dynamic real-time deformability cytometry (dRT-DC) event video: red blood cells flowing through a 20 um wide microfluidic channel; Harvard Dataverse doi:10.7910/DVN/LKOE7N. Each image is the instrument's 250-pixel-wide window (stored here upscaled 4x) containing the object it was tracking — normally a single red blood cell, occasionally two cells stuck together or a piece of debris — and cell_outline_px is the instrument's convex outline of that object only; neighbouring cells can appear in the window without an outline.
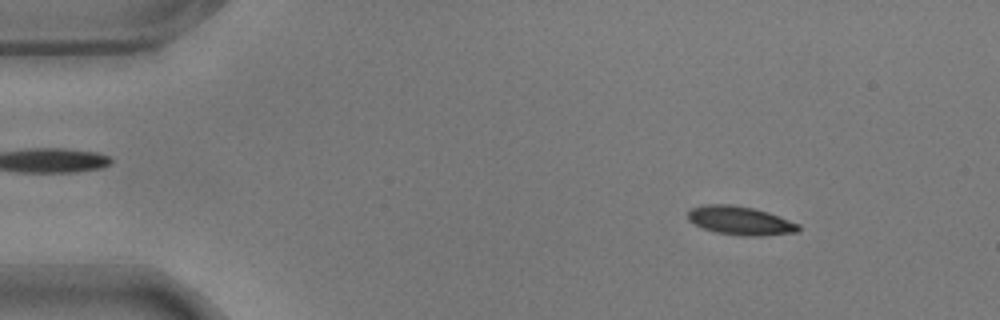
{"species": "common noctule bat (a hibernating species)", "species_latin": "Nyctalus noctula", "temperature_condition": "warm", "stored_images_in_passage": 56, "camera_frame_rate_fps": 3000, "um_per_image_px": 0.085, "animal": {"sex": "male", "body_mass_g": 17.9}, "frame": {"image": 1, "passage_image": 7, "time_ms": 2.0, "image_size_px": [1000, 320], "cell_outline_px": [[800, 228], [796, 232], [760, 236], [740, 236], [716, 232], [704, 228], [688, 220], [688, 212], [692, 208], [704, 204], [732, 204], [752, 208], [768, 212], [780, 216], [800, 224]], "centroid_in_image_um": [62.93, 18.75], "position_along_channel_um": 22.1, "area_um2": 18.44}}
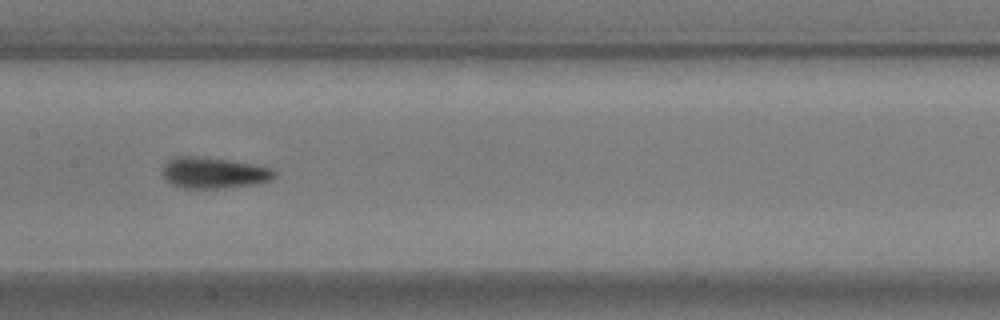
{"frame": {"image": 2, "passage_image": 28, "time_ms": 9.0, "image_size_px": [1000, 320], "cell_outline_px": [[276, 176], [272, 180], [256, 184], [216, 188], [180, 188], [164, 180], [160, 172], [164, 164], [172, 156], [200, 156], [228, 160], [252, 164], [272, 168], [276, 172]], "centroid_in_image_um": [18.11, 14.68], "position_along_channel_um": 189.3, "area_um2": 20.58}}
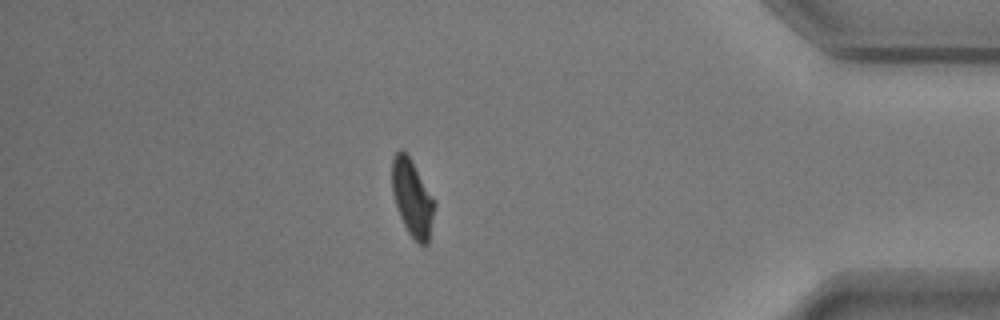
{"frame": {"image": 3, "passage_image": 49, "time_ms": 16.0, "image_size_px": [1000, 320], "cell_outline_px": [[436, 204], [428, 244], [420, 244], [408, 232], [396, 208], [392, 192], [392, 156], [400, 148], [408, 156], [436, 200]], "centroid_in_image_um": [35.05, 16.82], "position_along_channel_um": 400.2, "area_um2": 18.96}, "authors_computed_cell_mechanics": {"area_um2": 18.9873, "velocity_mm_per_s": 3.5385, "shape_relaxation_time_tau1_ms": 3.9585, "shape_relaxation_time_tau2_ms": 1.2375, "deformation_change_tau1": 0.1576, "deformation_change_tau2": 0.0784}}